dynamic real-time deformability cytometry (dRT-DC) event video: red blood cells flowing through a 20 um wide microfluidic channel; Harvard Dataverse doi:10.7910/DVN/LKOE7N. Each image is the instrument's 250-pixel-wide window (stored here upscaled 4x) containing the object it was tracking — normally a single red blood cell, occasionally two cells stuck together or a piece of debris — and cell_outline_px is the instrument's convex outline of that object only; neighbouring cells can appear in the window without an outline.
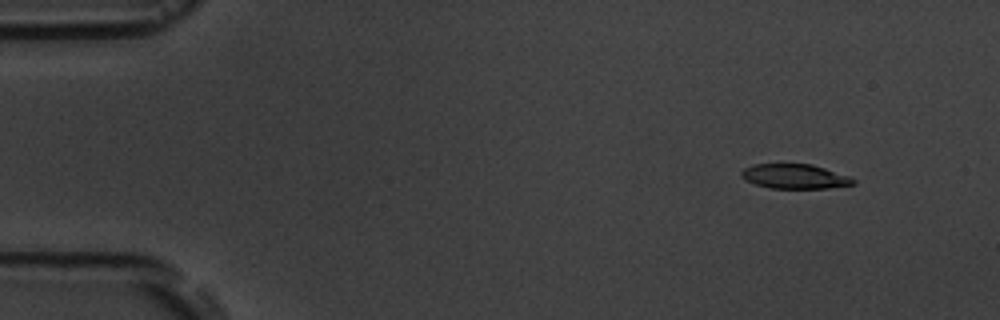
{"species": "common noctule bat (a hibernating species)", "species_latin": "Nyctalus noctula", "temperature_condition": "room temperature", "stored_images_in_passage": 5, "camera_frame_rate_fps": 3000, "um_per_image_px": 0.085, "animal": {"sex": "male", "body_mass_g": 19.5, "forearm_length_mm": 54.6}, "frame": {"image": 1, "passage_image": 2, "time_ms": 1.333, "image_size_px": [1000, 320], "cell_outline_px": [[856, 184], [828, 188], [772, 188], [756, 184], [744, 180], [740, 176], [740, 172], [744, 168], [752, 164], [812, 164], [848, 176], [856, 180]], "centroid_in_image_um": [67.53, 14.99], "position_along_channel_um": 17.5, "area_um2": 16.01}}
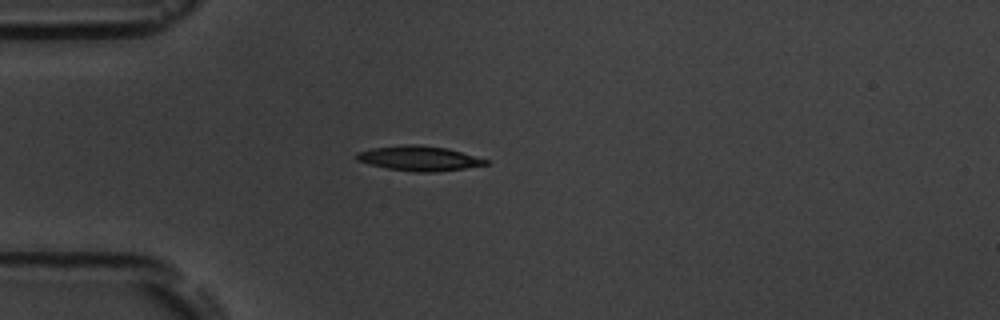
{"frame": {"image": 2, "passage_image": 5, "time_ms": 4.667, "image_size_px": [1000, 320], "cell_outline_px": [[488, 164], [464, 168], [432, 172], [416, 172], [388, 168], [368, 164], [356, 160], [356, 152], [372, 148], [404, 144], [416, 144], [448, 148], [488, 160]], "centroid_in_image_um": [35.58, 13.45], "position_along_channel_um": 49.4, "area_um2": 18.55}}